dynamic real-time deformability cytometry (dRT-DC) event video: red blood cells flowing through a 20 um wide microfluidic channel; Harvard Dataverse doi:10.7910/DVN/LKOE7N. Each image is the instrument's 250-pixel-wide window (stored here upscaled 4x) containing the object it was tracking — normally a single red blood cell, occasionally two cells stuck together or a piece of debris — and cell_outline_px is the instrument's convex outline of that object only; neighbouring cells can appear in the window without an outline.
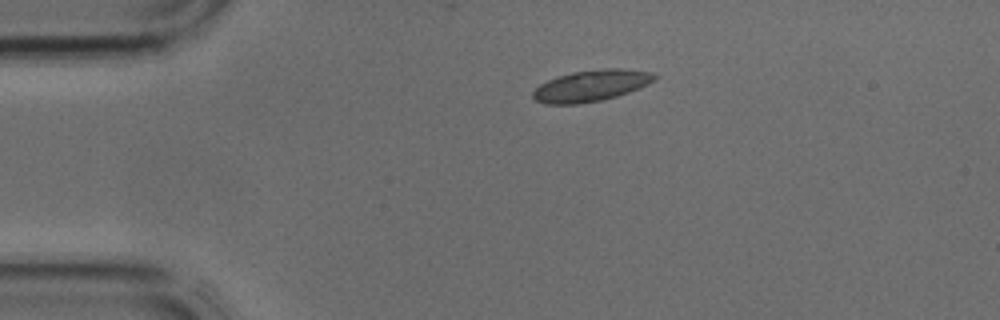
{"species": "common noctule bat (a hibernating species)", "species_latin": "Nyctalus noctula", "temperature_condition": "cold", "stored_images_in_passage": 2, "camera_frame_rate_fps": 3000, "um_per_image_px": 0.085, "animal": {"sex": "male", "body_mass_g": 17.9, "forearm_length_mm": 54.2}, "frame": {"image": 1, "passage_image": 1, "time_ms": 0.0, "image_size_px": [1000, 320], "cell_outline_px": [[656, 76], [648, 84], [640, 88], [616, 96], [600, 100], [576, 104], [544, 104], [536, 100], [532, 96], [532, 92], [540, 84], [556, 76], [572, 72], [604, 68], [620, 68], [652, 72]], "centroid_in_image_um": [50.21, 7.28], "position_along_channel_um": 34.8, "area_um2": 22.08}}